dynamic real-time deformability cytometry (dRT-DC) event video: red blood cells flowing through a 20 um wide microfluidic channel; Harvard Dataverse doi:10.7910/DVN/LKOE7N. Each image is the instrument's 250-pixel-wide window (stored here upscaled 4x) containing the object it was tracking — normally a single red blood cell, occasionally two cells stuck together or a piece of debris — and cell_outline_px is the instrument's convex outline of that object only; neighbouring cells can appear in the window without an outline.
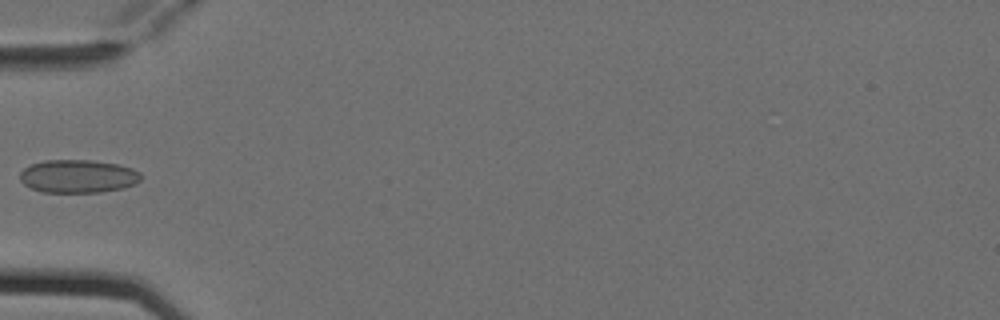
{"species": "Egyptian fruit bat (a non-hibernating species)", "species_latin": "Rousettus aegyptiacus", "temperature_condition": "cold", "stored_images_in_passage": 5, "camera_frame_rate_fps": 3000, "um_per_image_px": 0.085, "animal": {"sex": "female"}, "frame": {"image": 1, "passage_image": 4, "time_ms": 1.0, "image_size_px": [1000, 320], "cell_outline_px": [[140, 180], [136, 184], [124, 188], [100, 192], [40, 192], [24, 184], [20, 180], [20, 172], [24, 168], [32, 164], [44, 160], [88, 160], [116, 164], [132, 168], [140, 172]], "centroid_in_image_um": [6.63, 14.99], "position_along_channel_um": 78.4, "area_um2": 23.35}}
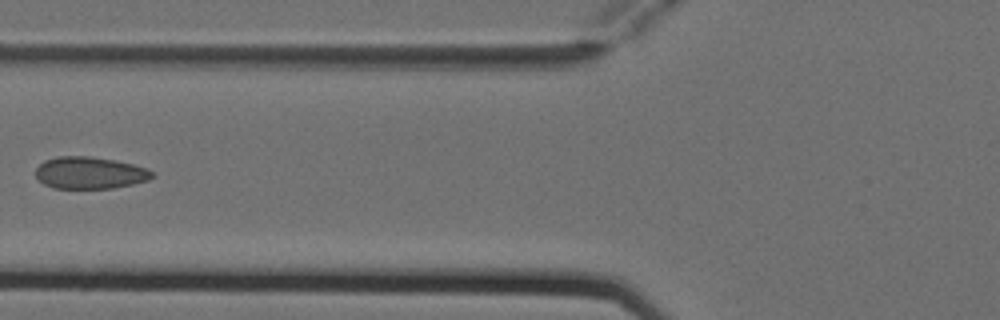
{"frame": {"image": 2, "passage_image": 5, "time_ms": 1.333, "image_size_px": [1000, 320], "cell_outline_px": [[156, 176], [148, 180], [132, 184], [112, 188], [52, 188], [44, 184], [36, 176], [36, 168], [44, 160], [56, 156], [88, 156], [112, 160], [132, 164], [144, 168], [152, 172]], "centroid_in_image_um": [7.6, 14.69], "position_along_channel_um": 118.2, "area_um2": 21.56}}